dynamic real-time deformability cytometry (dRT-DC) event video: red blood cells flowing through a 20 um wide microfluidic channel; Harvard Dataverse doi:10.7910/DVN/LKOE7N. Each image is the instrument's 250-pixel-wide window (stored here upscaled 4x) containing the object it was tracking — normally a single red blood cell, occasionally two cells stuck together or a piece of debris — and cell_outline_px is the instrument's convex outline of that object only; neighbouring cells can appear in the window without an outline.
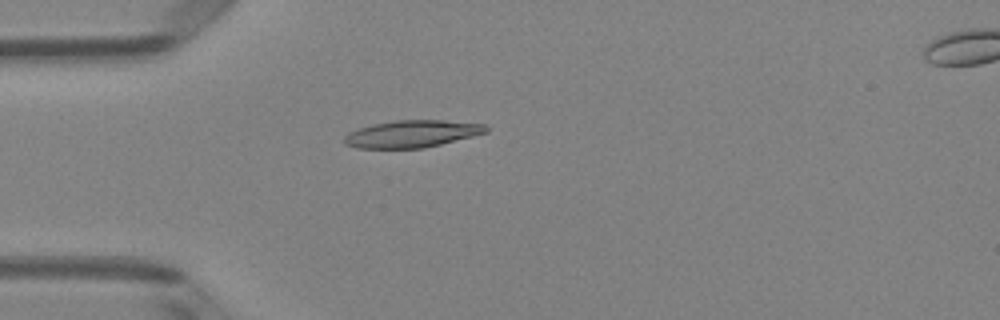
{"species": "Egyptian fruit bat (a non-hibernating species)", "species_latin": "Rousettus aegyptiacus", "temperature_condition": "room temperature", "stored_images_in_passage": 5, "camera_frame_rate_fps": 3000, "um_per_image_px": 0.085, "animal": {"sex": "female"}, "frame": {"image": 1, "passage_image": 4, "time_ms": 1.0, "image_size_px": [1000, 320], "cell_outline_px": [[488, 132], [424, 148], [356, 148], [344, 144], [344, 136], [348, 132], [372, 124], [396, 120], [444, 120], [484, 124], [488, 128]], "centroid_in_image_um": [34.99, 11.37], "position_along_channel_um": 50.0, "area_um2": 22.37}}